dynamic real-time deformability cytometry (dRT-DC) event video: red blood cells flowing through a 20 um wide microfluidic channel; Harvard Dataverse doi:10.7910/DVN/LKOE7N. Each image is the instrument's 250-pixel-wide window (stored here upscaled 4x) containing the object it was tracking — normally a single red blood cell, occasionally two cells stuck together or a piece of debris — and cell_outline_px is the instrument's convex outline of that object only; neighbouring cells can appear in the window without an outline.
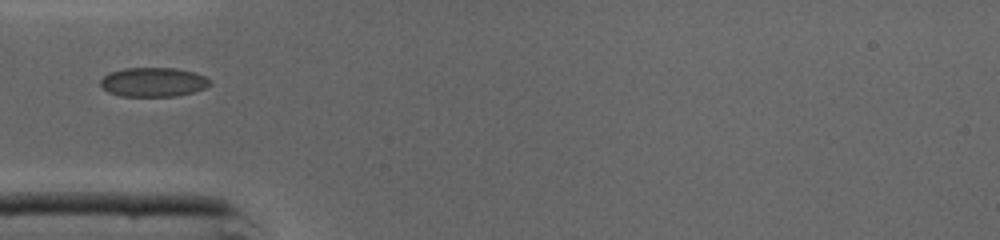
{"species": "common noctule bat (a hibernating species)", "species_latin": "Nyctalus noctula", "temperature_condition": "cold", "stored_images_in_passage": 32, "camera_frame_rate_fps": 3000, "um_per_image_px": 0.085, "animal": {"sex": "male", "body_mass_g": 19.0, "forearm_length_mm": 50.8}, "frame": {"image": 1, "passage_image": 1, "time_ms": 0.0, "image_size_px": [1000, 240], "cell_outline_px": [[212, 84], [204, 88], [192, 92], [176, 96], [120, 96], [108, 92], [100, 84], [100, 80], [108, 72], [124, 68], [176, 68], [196, 72], [212, 80]], "centroid_in_image_um": [13.04, 6.97], "position_along_channel_um": 72.0, "area_um2": 18.79}}
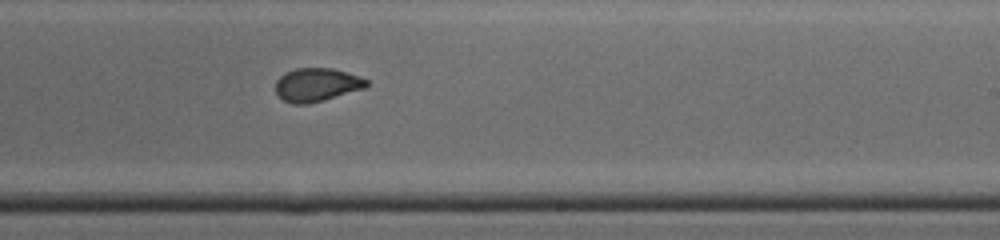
{"frame": {"image": 2, "passage_image": 14, "time_ms": 4.333, "image_size_px": [1000, 240], "cell_outline_px": [[368, 84], [364, 88], [324, 100], [308, 104], [292, 104], [284, 100], [276, 92], [276, 80], [284, 72], [296, 68], [332, 68], [360, 76], [368, 80]], "centroid_in_image_um": [26.91, 7.2], "position_along_channel_um": 262.1, "area_um2": 17.69}}
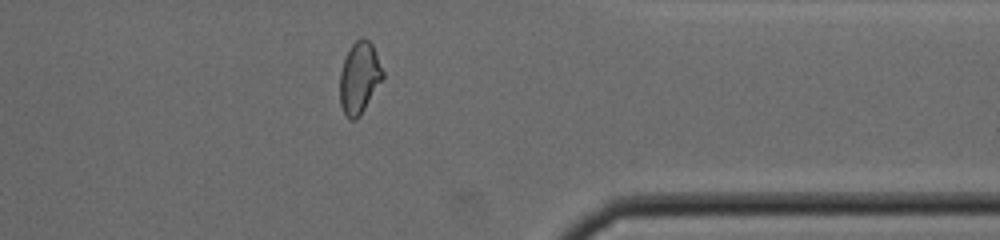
{"frame": {"image": 3, "passage_image": 23, "time_ms": 7.333, "image_size_px": [1000, 240], "cell_outline_px": [[384, 76], [360, 116], [356, 120], [348, 120], [340, 104], [340, 72], [344, 60], [352, 44], [360, 36], [364, 36], [372, 44], [376, 52], [384, 72]], "centroid_in_image_um": [30.55, 6.6], "position_along_channel_um": 380.9, "area_um2": 17.92}}